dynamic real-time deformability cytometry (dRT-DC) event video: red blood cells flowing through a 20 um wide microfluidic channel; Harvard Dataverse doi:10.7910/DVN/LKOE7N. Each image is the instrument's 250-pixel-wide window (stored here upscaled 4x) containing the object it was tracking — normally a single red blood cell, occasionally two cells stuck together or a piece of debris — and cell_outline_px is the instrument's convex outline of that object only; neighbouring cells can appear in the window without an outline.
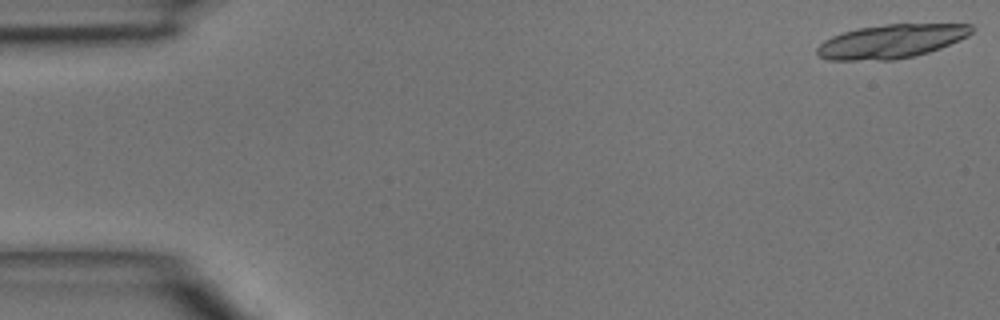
{"species": "common noctule bat (a hibernating species)", "species_latin": "Nyctalus noctula", "temperature_condition": "room temperature", "stored_images_in_passage": 15, "camera_frame_rate_fps": 3000, "um_per_image_px": 0.085, "animal": {"sex": "male", "body_mass_g": 15.6}, "frame": {"image": 1, "passage_image": 1, "time_ms": 0.0, "image_size_px": [1000, 320], "cell_outline_px": [[972, 32], [968, 36], [940, 48], [928, 52], [896, 60], [828, 60], [820, 56], [816, 52], [816, 48], [824, 40], [832, 36], [844, 32], [860, 28], [884, 24], [972, 24]], "centroid_in_image_um": [75.74, 3.51], "position_along_channel_um": 9.3, "area_um2": 30.23}}